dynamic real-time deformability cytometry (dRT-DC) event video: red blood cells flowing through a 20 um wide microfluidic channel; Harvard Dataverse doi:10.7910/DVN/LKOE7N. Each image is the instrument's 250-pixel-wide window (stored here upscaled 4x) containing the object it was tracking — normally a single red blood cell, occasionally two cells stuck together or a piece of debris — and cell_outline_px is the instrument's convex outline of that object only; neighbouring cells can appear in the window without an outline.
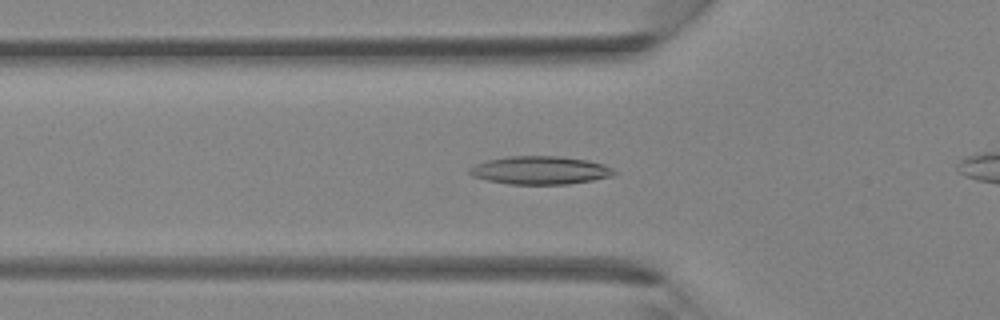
{"species": "Egyptian fruit bat (a non-hibernating species)", "species_latin": "Rousettus aegyptiacus", "temperature_condition": "room temperature", "stored_images_in_passage": 30, "camera_frame_rate_fps": 3000, "um_per_image_px": 0.085, "animal": {"sex": "female"}, "frame": {"image": 1, "passage_image": 9, "time_ms": 2.667, "image_size_px": [1000, 320], "cell_outline_px": [[616, 172], [612, 176], [592, 180], [568, 184], [508, 184], [488, 180], [472, 176], [468, 172], [468, 168], [476, 164], [488, 160], [508, 156], [560, 156], [588, 160], [604, 164], [612, 168]], "centroid_in_image_um": [45.91, 14.47], "position_along_channel_um": 79.9, "area_um2": 23.7}}
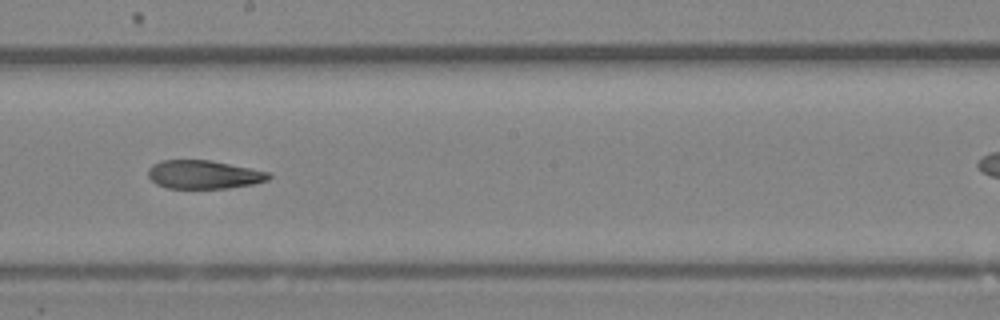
{"frame": {"image": 2, "passage_image": 18, "time_ms": 5.667, "image_size_px": [1000, 320], "cell_outline_px": [[272, 176], [268, 180], [252, 184], [228, 188], [168, 188], [156, 184], [148, 176], [148, 168], [152, 164], [160, 160], [208, 160], [268, 172]], "centroid_in_image_um": [17.27, 14.84], "position_along_channel_um": 230.9, "area_um2": 19.83}}
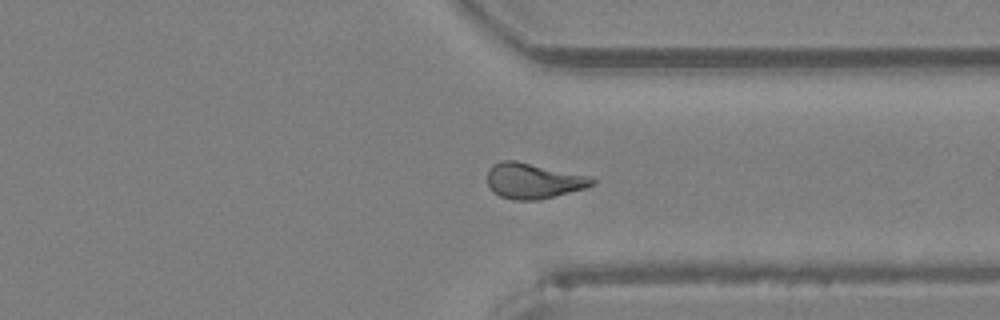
{"frame": {"image": 3, "passage_image": 26, "time_ms": 8.333, "image_size_px": [1000, 320], "cell_outline_px": [[596, 184], [584, 188], [540, 200], [512, 200], [500, 196], [492, 192], [488, 188], [488, 168], [492, 164], [500, 160], [516, 160], [588, 176], [596, 180]], "centroid_in_image_um": [45.28, 15.37], "position_along_channel_um": 366.1, "area_um2": 21.79}}